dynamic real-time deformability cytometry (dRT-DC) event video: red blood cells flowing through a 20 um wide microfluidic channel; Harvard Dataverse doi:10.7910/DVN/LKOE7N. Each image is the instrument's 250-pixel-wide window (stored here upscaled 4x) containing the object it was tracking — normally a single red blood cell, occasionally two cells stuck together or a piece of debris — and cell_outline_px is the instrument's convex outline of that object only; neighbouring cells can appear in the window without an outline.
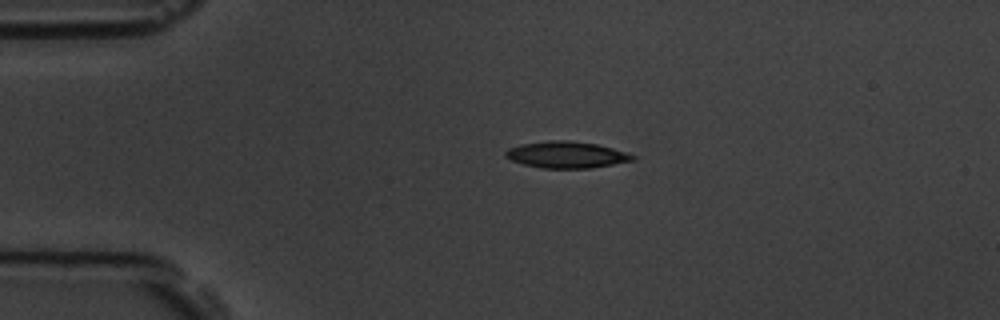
{"species": "common noctule bat (a hibernating species)", "species_latin": "Nyctalus noctula", "temperature_condition": "room temperature", "stored_images_in_passage": 4, "camera_frame_rate_fps": 3000, "um_per_image_px": 0.085, "animal": {"sex": "male", "body_mass_g": 19.5, "forearm_length_mm": 54.6}, "frame": {"image": 1, "passage_image": 2, "time_ms": 2.0, "image_size_px": [1000, 320], "cell_outline_px": [[636, 160], [592, 168], [544, 168], [524, 164], [512, 160], [504, 156], [504, 152], [508, 148], [520, 144], [548, 140], [572, 140], [596, 144], [612, 148], [636, 156]], "centroid_in_image_um": [48.14, 13.14], "position_along_channel_um": 36.9, "area_um2": 19.71}}
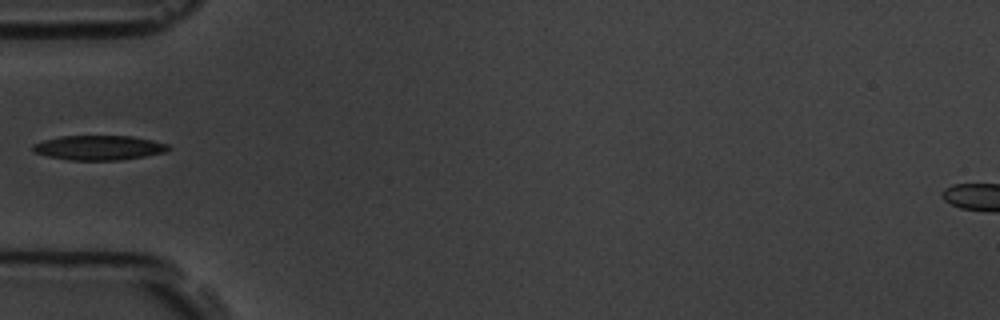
{"frame": {"image": 2, "passage_image": 4, "time_ms": 4.0, "image_size_px": [1000, 320], "cell_outline_px": [[172, 148], [164, 152], [144, 156], [120, 160], [68, 160], [48, 156], [32, 152], [32, 144], [44, 140], [60, 136], [132, 136], [152, 140], [168, 144]], "centroid_in_image_um": [8.38, 12.55], "position_along_channel_um": 76.6, "area_um2": 19.48}}